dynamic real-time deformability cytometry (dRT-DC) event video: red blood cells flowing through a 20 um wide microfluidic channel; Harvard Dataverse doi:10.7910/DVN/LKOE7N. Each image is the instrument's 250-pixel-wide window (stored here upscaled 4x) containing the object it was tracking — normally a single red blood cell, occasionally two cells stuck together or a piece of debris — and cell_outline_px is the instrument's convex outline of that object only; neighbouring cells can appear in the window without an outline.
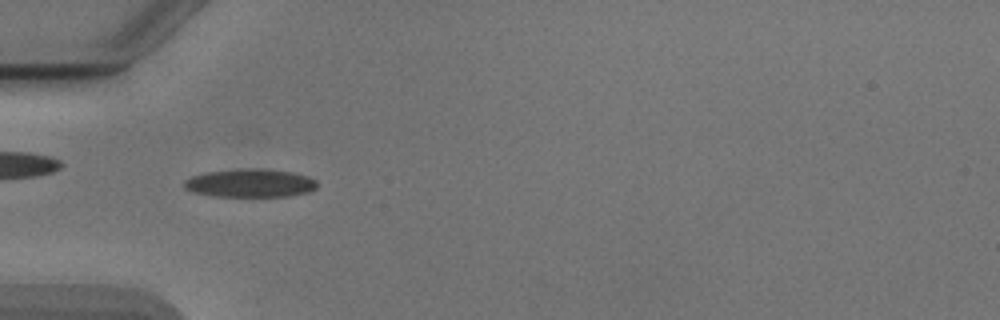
{"species": "Egyptian fruit bat (a non-hibernating species)", "species_latin": "Rousettus aegyptiacus", "temperature_condition": "cold", "stored_images_in_passage": 53, "camera_frame_rate_fps": 3000, "um_per_image_px": 0.085, "animal": {"sex": "male"}, "frame": {"image": 1, "passage_image": 17, "time_ms": 5.333, "image_size_px": [1000, 320], "cell_outline_px": [[316, 188], [308, 192], [288, 196], [216, 196], [192, 192], [184, 188], [184, 180], [192, 176], [208, 172], [236, 168], [264, 168], [292, 172], [308, 176], [316, 180]], "centroid_in_image_um": [21.26, 15.55], "position_along_channel_um": 63.7, "area_um2": 22.02}}
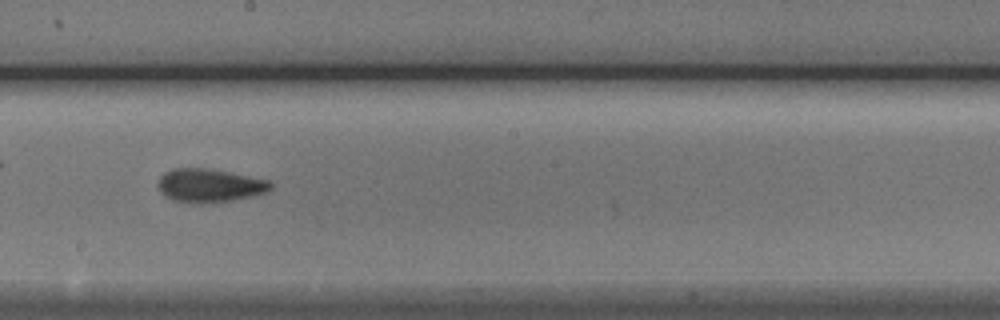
{"frame": {"image": 2, "passage_image": 30, "time_ms": 9.667, "image_size_px": [1000, 320], "cell_outline_px": [[272, 188], [268, 192], [252, 196], [232, 200], [200, 204], [192, 204], [172, 200], [160, 188], [160, 176], [164, 172], [172, 168], [208, 168], [268, 180], [272, 184]], "centroid_in_image_um": [17.84, 15.77], "position_along_channel_um": 230.4, "area_um2": 21.79}}
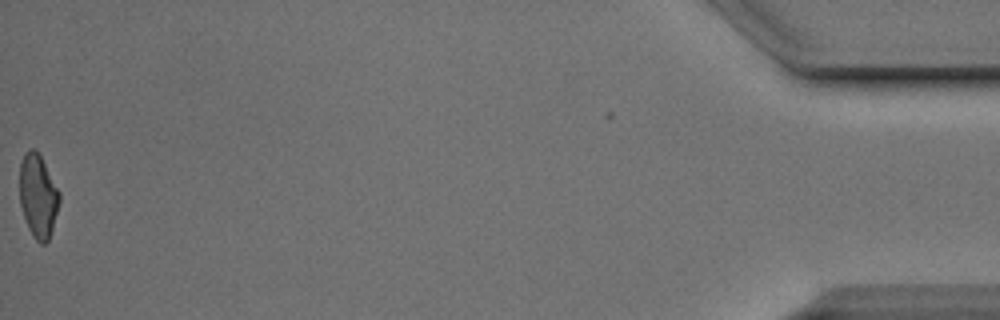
{"frame": {"image": 3, "passage_image": 53, "time_ms": 17.333, "image_size_px": [1000, 320], "cell_outline_px": [[60, 200], [52, 228], [48, 240], [44, 244], [40, 244], [32, 236], [28, 228], [20, 204], [20, 164], [24, 152], [28, 148], [32, 148], [40, 156], [60, 192]], "centroid_in_image_um": [3.22, 16.66], "position_along_channel_um": 432.0, "area_um2": 19.13}, "authors_computed_cell_mechanics": {"area_um2": 20.519, "velocity_mm_per_s": 3.8972, "shape_relaxation_time_tau1_ms": 4.9436, "shape_relaxation_time_tau2_ms": 2.4309, "deformation_change_tau1": 0.1476, "deformation_change_tau2": 0.0814}}